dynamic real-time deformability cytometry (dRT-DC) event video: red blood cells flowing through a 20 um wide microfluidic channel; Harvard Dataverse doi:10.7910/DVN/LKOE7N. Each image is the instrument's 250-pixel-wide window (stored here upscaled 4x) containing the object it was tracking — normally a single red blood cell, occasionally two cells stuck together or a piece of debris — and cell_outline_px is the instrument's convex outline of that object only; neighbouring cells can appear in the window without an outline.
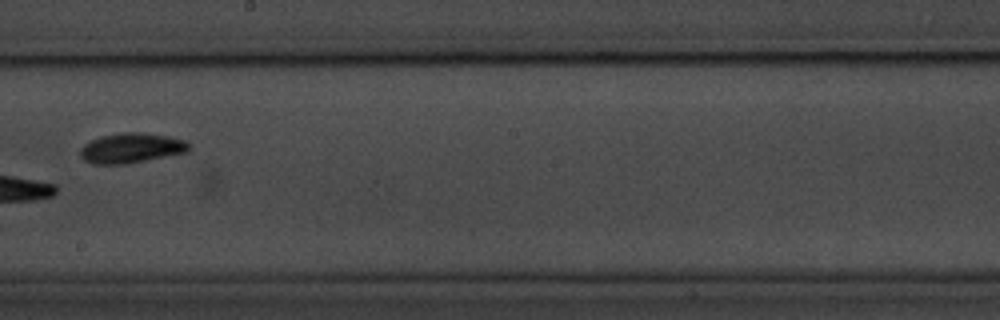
{"species": "common noctule bat (a hibernating species)", "species_latin": "Nyctalus noctula", "temperature_condition": "room temperature", "stored_images_in_passage": 9, "camera_frame_rate_fps": 3000, "um_per_image_px": 0.085, "animal": {"sex": "male", "body_mass_g": 20.1, "forearm_length_mm": 53.5}, "frame": {"image": 1, "passage_image": 9, "time_ms": 9.333, "image_size_px": [1000, 320], "cell_outline_px": [[192, 148], [188, 152], [128, 164], [92, 164], [84, 160], [80, 156], [80, 148], [84, 144], [100, 136], [120, 132], [144, 132], [168, 136], [188, 140], [192, 144]], "centroid_in_image_um": [11.21, 12.58], "position_along_channel_um": 237.0, "area_um2": 19.48}}